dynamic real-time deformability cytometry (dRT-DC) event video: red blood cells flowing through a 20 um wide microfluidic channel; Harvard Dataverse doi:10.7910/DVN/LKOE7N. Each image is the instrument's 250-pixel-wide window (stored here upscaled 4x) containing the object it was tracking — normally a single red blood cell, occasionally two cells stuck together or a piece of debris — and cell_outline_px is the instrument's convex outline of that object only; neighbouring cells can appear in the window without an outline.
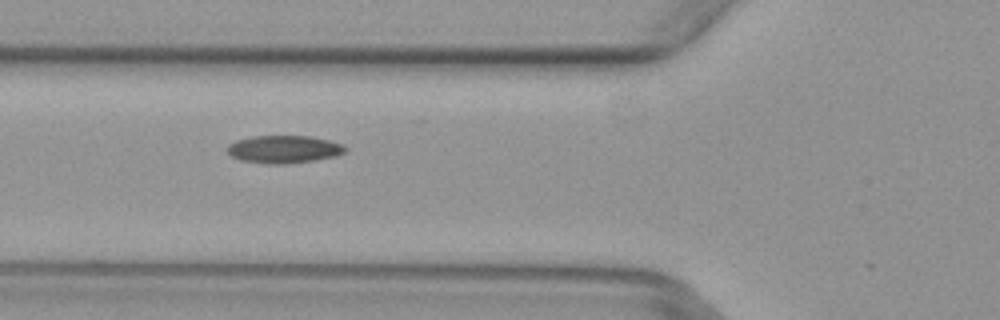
{"species": "common noctule bat (a hibernating species)", "species_latin": "Nyctalus noctula", "temperature_condition": "warm", "stored_images_in_passage": 5, "camera_frame_rate_fps": 3000, "um_per_image_px": 0.085, "animal": {"sex": "female", "body_mass_g": 29.2, "forearm_length_mm": 56.3}, "frame": {"image": 1, "passage_image": 3, "time_ms": 0.667, "image_size_px": [1000, 320], "cell_outline_px": [[348, 148], [344, 152], [336, 156], [316, 160], [280, 164], [268, 164], [240, 160], [232, 156], [228, 152], [228, 144], [236, 140], [252, 136], [312, 136], [344, 144]], "centroid_in_image_um": [24.15, 12.68], "position_along_channel_um": 101.6, "area_um2": 19.07}}
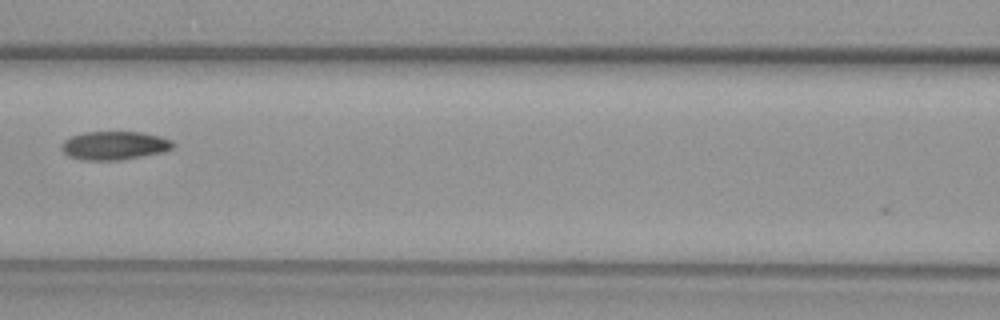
{"frame": {"image": 2, "passage_image": 4, "time_ms": 1.0, "image_size_px": [1000, 320], "cell_outline_px": [[176, 144], [172, 148], [164, 152], [120, 160], [80, 160], [68, 156], [60, 148], [60, 144], [64, 140], [72, 136], [84, 132], [140, 132], [160, 136], [172, 140]], "centroid_in_image_um": [9.72, 12.37], "position_along_channel_um": 156.9, "area_um2": 18.67}}
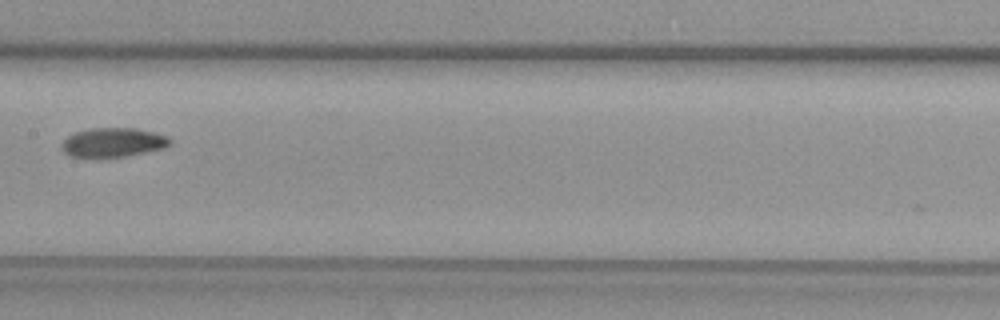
{"frame": {"image": 3, "passage_image": 5, "time_ms": 1.333, "image_size_px": [1000, 320], "cell_outline_px": [[172, 144], [164, 148], [124, 156], [68, 156], [60, 148], [64, 140], [68, 136], [76, 132], [92, 128], [136, 128], [168, 136], [172, 140]], "centroid_in_image_um": [9.63, 12.09], "position_along_channel_um": 197.8, "area_um2": 18.15}}